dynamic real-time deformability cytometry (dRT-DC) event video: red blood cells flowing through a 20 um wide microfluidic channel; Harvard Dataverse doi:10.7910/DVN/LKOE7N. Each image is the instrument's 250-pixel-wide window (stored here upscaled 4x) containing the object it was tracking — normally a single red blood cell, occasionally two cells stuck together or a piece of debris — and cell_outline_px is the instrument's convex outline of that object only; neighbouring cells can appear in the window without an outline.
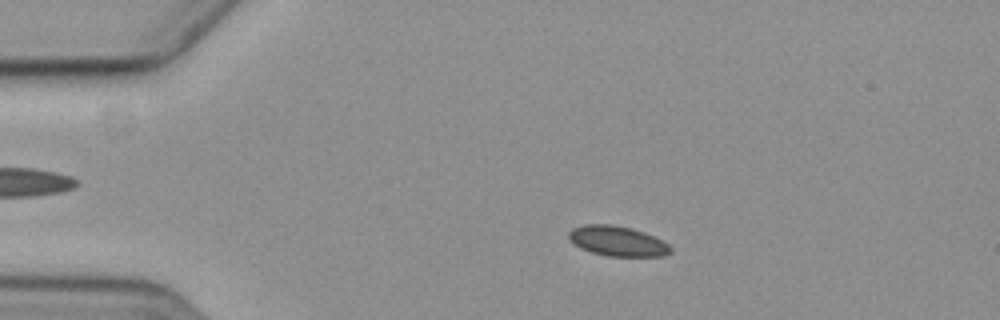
{"species": "common noctule bat (a hibernating species)", "species_latin": "Nyctalus noctula", "temperature_condition": "cold", "stored_images_in_passage": 7, "camera_frame_rate_fps": 3000, "um_per_image_px": 0.085, "animal": {"sex": "female", "body_mass_g": 19.3, "forearm_length_mm": 54.1}, "frame": {"image": 1, "passage_image": 4, "time_ms": 3.333, "image_size_px": [1000, 320], "cell_outline_px": [[672, 252], [664, 256], [608, 256], [592, 252], [580, 248], [568, 240], [568, 232], [572, 228], [584, 224], [612, 224], [632, 228], [644, 232], [664, 240], [672, 248]], "centroid_in_image_um": [52.49, 20.48], "position_along_channel_um": 32.5, "area_um2": 18.09}}
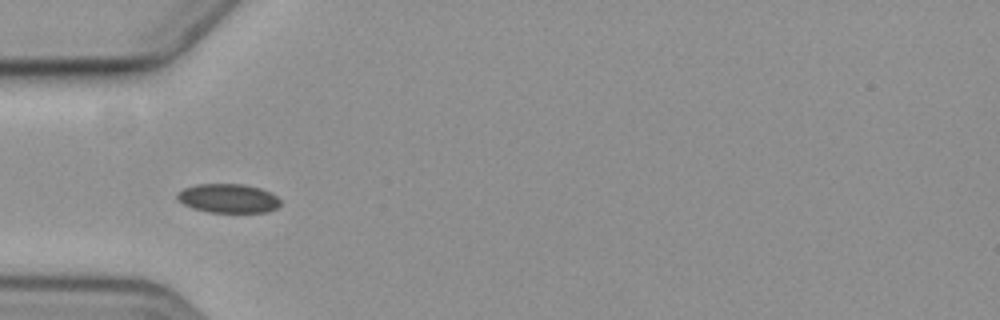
{"frame": {"image": 2, "passage_image": 6, "time_ms": 5.667, "image_size_px": [1000, 320], "cell_outline_px": [[280, 204], [276, 208], [268, 212], [208, 212], [192, 208], [184, 204], [176, 196], [176, 192], [184, 188], [196, 184], [244, 184], [260, 188], [276, 196], [280, 200]], "centroid_in_image_um": [19.38, 16.86], "position_along_channel_um": 65.6, "area_um2": 17.4}}
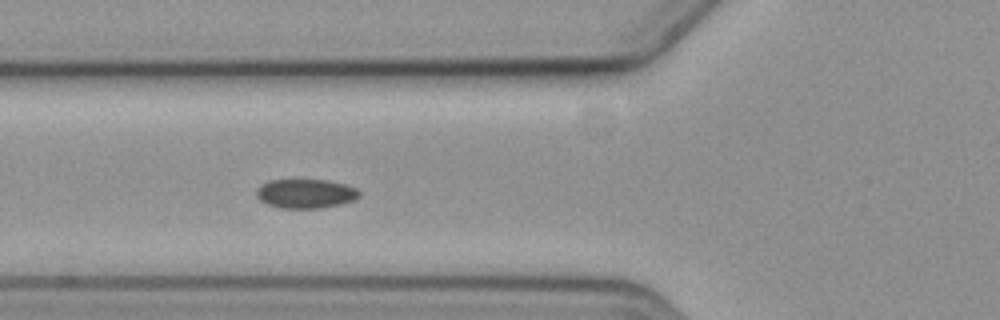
{"frame": {"image": 3, "passage_image": 7, "time_ms": 6.667, "image_size_px": [1000, 320], "cell_outline_px": [[360, 196], [352, 200], [340, 204], [320, 208], [280, 208], [268, 204], [260, 200], [256, 196], [256, 188], [260, 184], [268, 180], [328, 180], [344, 184], [356, 188], [360, 192]], "centroid_in_image_um": [25.94, 16.45], "position_along_channel_um": 99.9, "area_um2": 17.51}}